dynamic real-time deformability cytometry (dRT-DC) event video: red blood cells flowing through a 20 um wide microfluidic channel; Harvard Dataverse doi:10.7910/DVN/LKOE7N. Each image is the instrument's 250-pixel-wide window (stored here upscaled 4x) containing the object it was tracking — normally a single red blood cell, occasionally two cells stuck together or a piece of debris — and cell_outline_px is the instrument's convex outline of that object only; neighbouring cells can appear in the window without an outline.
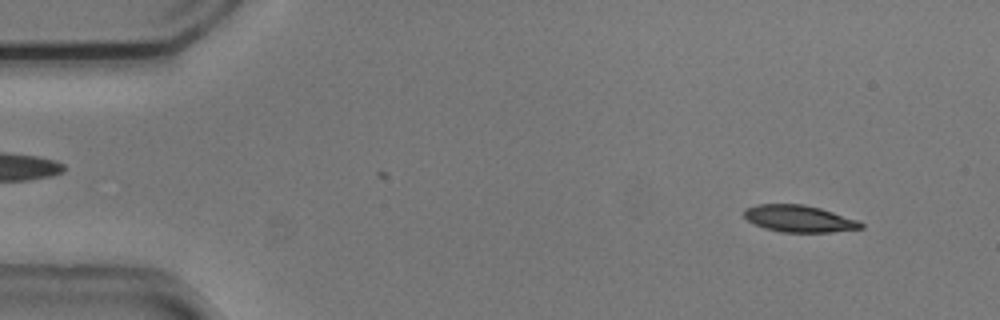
{"species": "common noctule bat (a hibernating species)", "species_latin": "Nyctalus noctula", "temperature_condition": "cold", "stored_images_in_passage": 53, "camera_frame_rate_fps": 3000, "um_per_image_px": 0.085, "animal": {"sex": "male", "body_mass_g": 20.5, "forearm_length_mm": 52.5}, "frame": {"image": 1, "passage_image": 4, "time_ms": 1.0, "image_size_px": [1000, 320], "cell_outline_px": [[864, 228], [832, 232], [780, 232], [764, 228], [748, 220], [744, 216], [744, 208], [760, 204], [804, 204], [820, 208], [860, 220], [864, 224]], "centroid_in_image_um": [67.96, 18.59], "position_along_channel_um": 17.0, "area_um2": 18.38}}
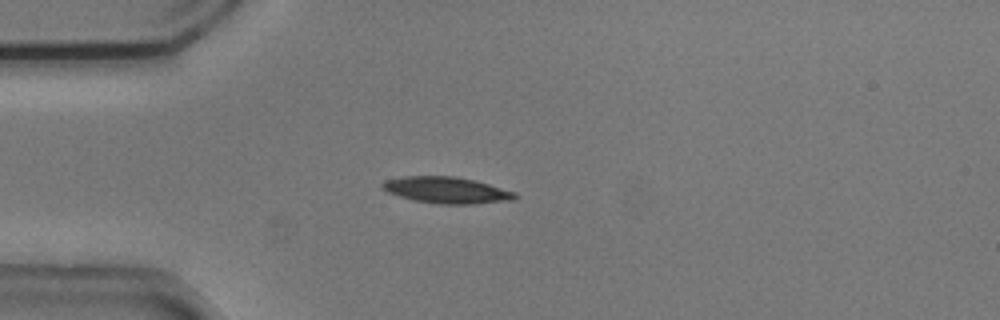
{"frame": {"image": 2, "passage_image": 13, "time_ms": 4.0, "image_size_px": [1000, 320], "cell_outline_px": [[520, 196], [512, 200], [472, 204], [440, 204], [412, 200], [388, 192], [380, 188], [380, 184], [384, 180], [404, 176], [452, 176], [472, 180], [488, 184], [516, 192]], "centroid_in_image_um": [37.93, 16.16], "position_along_channel_um": 47.1, "area_um2": 20.4}}
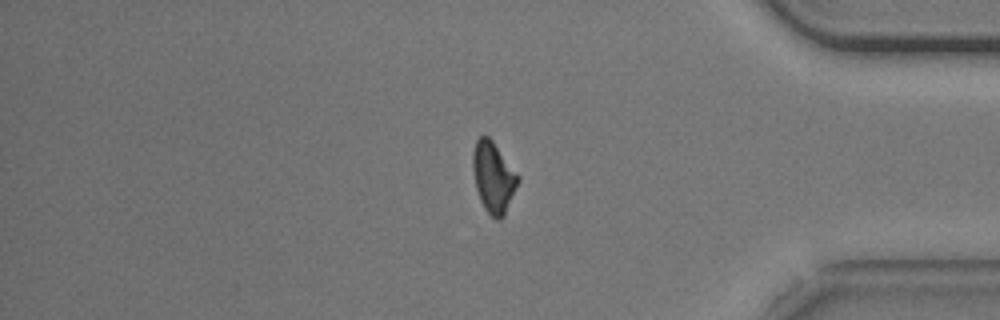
{"frame": {"image": 3, "passage_image": 44, "time_ms": 14.333, "image_size_px": [1000, 320], "cell_outline_px": [[520, 180], [504, 216], [500, 220], [496, 220], [484, 208], [480, 200], [476, 188], [472, 168], [472, 152], [476, 140], [480, 136], [488, 136], [492, 140], [520, 176]], "centroid_in_image_um": [41.94, 15.06], "position_along_channel_um": 393.3, "area_um2": 18.73}, "authors_computed_cell_mechanics": {"area_um2": 19.1896, "velocity_mm_per_s": 3.727, "shape_relaxation_time_tau1_ms": 2.9333, "shape_relaxation_time_tau2_ms": 9.9177, "deformation_change_tau1": 0.1304, "deformation_change_tau2": 0.1687}}